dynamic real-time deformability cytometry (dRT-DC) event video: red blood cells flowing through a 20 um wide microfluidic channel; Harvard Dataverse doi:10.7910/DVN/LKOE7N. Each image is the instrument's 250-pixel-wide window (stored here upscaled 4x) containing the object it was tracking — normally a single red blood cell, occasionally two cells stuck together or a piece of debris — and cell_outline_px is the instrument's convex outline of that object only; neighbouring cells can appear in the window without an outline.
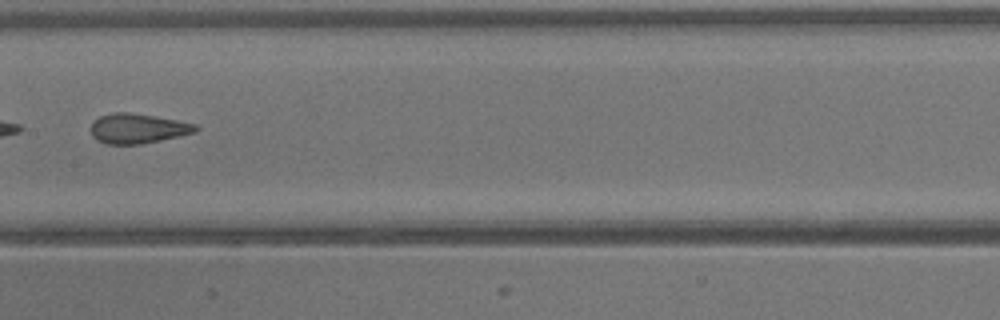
{"species": "common noctule bat (a hibernating species)", "species_latin": "Nyctalus noctula", "temperature_condition": "warm", "stored_images_in_passage": 16, "camera_frame_rate_fps": 3000, "um_per_image_px": 0.085, "animal": {"sex": "male", "body_mass_g": 13.3}, "frame": {"image": 1, "passage_image": 12, "time_ms": 3.667, "image_size_px": [1000, 320], "cell_outline_px": [[200, 128], [196, 132], [180, 136], [140, 144], [108, 144], [96, 140], [92, 136], [92, 124], [100, 116], [116, 112], [128, 112], [176, 120], [196, 124]], "centroid_in_image_um": [11.73, 10.93], "position_along_channel_um": 195.7, "area_um2": 17.98}}